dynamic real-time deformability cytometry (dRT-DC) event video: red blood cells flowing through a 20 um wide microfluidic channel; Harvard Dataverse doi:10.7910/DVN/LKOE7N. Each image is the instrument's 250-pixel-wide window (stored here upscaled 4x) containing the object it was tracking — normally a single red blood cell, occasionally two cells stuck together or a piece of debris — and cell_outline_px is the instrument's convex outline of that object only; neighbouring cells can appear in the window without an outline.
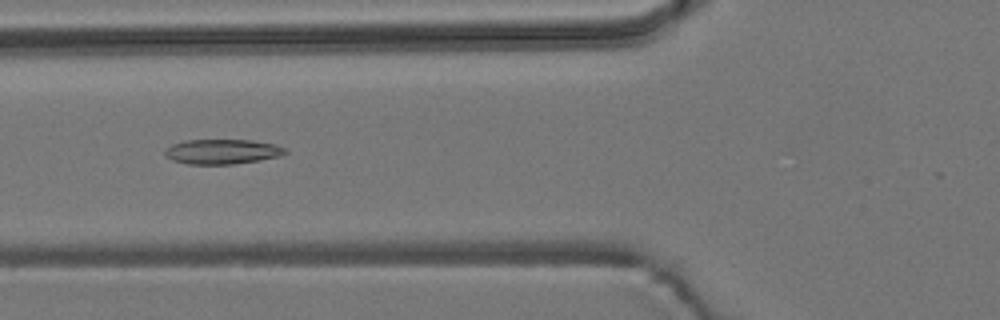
{"species": "common noctule bat (a hibernating species)", "species_latin": "Nyctalus noctula", "temperature_condition": "room temperature", "stored_images_in_passage": 54, "camera_frame_rate_fps": 3000, "um_per_image_px": 0.085, "animal": {"sex": "male", "body_mass_g": 19.2, "forearm_length_mm": 51.8}, "frame": {"image": 1, "passage_image": 20, "time_ms": 6.333, "image_size_px": [1000, 320], "cell_outline_px": [[288, 152], [284, 156], [260, 160], [232, 164], [188, 164], [172, 160], [164, 156], [164, 152], [172, 144], [184, 140], [252, 140], [276, 144], [284, 148]], "centroid_in_image_um": [18.92, 12.89], "position_along_channel_um": 106.9, "area_um2": 17.57}}
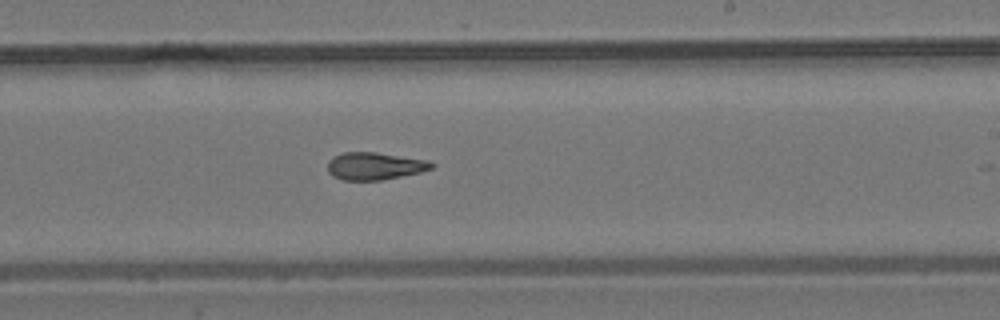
{"frame": {"image": 2, "passage_image": 32, "time_ms": 10.333, "image_size_px": [1000, 320], "cell_outline_px": [[436, 164], [432, 168], [420, 172], [380, 180], [344, 180], [332, 176], [328, 172], [328, 160], [332, 156], [340, 152], [376, 152], [428, 160]], "centroid_in_image_um": [31.82, 14.1], "position_along_channel_um": 257.2, "area_um2": 16.7}}
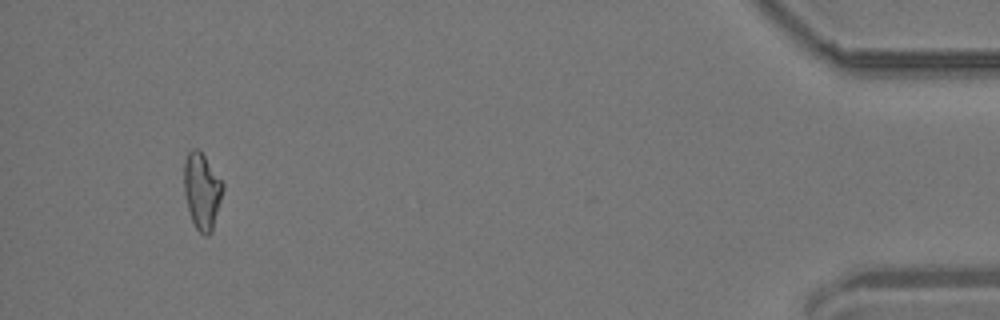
{"frame": {"image": 3, "passage_image": 51, "time_ms": 16.667, "image_size_px": [1000, 320], "cell_outline_px": [[224, 188], [212, 232], [208, 236], [204, 236], [196, 228], [192, 220], [188, 208], [184, 192], [184, 160], [188, 152], [192, 148], [196, 148], [204, 156], [224, 184]], "centroid_in_image_um": [17.16, 16.25], "position_along_channel_um": 418.0, "area_um2": 17.17}, "authors_computed_cell_mechanics": {"area_um2": 17.34, "velocity_mm_per_s": 3.7548, "shape_relaxation_time_tau1_ms": null, "shape_relaxation_time_tau2_ms": 3.3631, "deformation_change_tau1": null, "deformation_change_tau2": 0.1182}}